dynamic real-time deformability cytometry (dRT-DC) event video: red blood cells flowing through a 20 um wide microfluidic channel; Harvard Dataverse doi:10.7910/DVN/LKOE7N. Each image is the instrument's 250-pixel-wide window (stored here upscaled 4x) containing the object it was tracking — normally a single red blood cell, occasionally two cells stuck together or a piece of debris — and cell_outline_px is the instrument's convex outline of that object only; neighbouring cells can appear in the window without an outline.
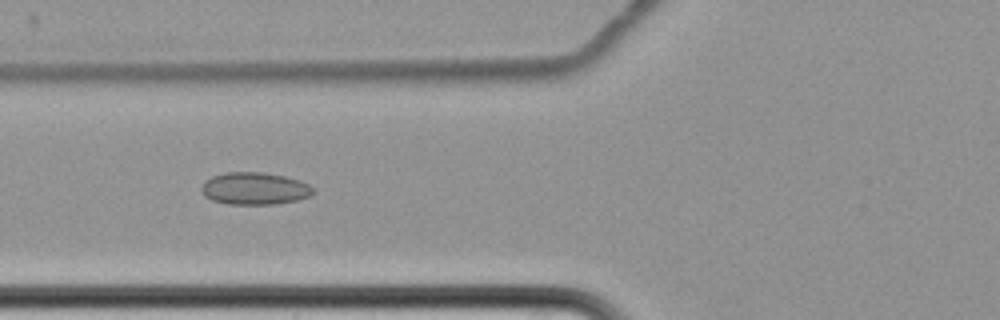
{"species": "common noctule bat (a hibernating species)", "species_latin": "Nyctalus noctula", "temperature_condition": "cold", "stored_images_in_passage": 7, "camera_frame_rate_fps": 3000, "um_per_image_px": 0.085, "animal": {"sex": "female", "body_mass_g": 22.7, "forearm_length_mm": 54.2}, "frame": {"image": 1, "passage_image": 7, "time_ms": 7.0, "image_size_px": [1000, 320], "cell_outline_px": [[316, 192], [312, 196], [296, 200], [276, 204], [228, 204], [212, 200], [204, 196], [200, 188], [204, 180], [212, 176], [224, 172], [264, 172], [284, 176], [300, 180], [316, 188]], "centroid_in_image_um": [21.66, 16.02], "position_along_channel_um": 104.1, "area_um2": 21.39}}